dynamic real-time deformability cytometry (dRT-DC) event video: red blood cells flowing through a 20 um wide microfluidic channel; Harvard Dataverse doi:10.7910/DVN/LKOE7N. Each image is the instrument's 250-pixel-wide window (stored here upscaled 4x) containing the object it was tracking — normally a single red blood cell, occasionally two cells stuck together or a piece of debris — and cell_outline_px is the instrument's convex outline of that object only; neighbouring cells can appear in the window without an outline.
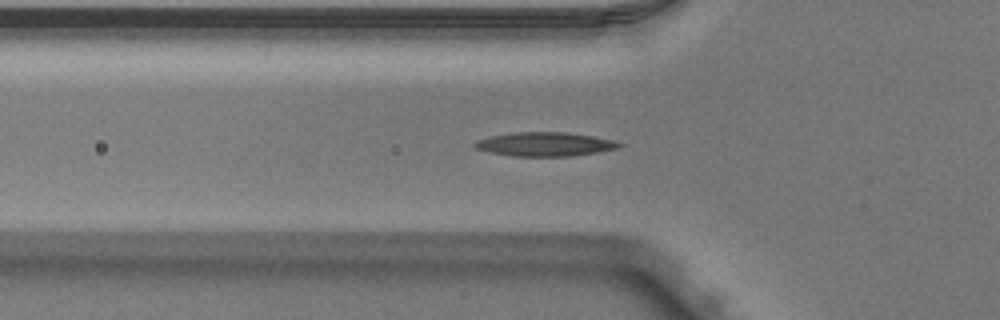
{"species": "Egyptian fruit bat (a non-hibernating species)", "species_latin": "Rousettus aegyptiacus", "temperature_condition": "warm", "stored_images_in_passage": 37, "segment_of_instrument_passage": [1, 2], "camera_frame_rate_fps": 3000, "um_per_image_px": 0.085, "animal": {"sex": "male"}, "frame": {"image": 1, "passage_image": 3, "time_ms": 0.667, "image_size_px": [1000, 320], "cell_outline_px": [[624, 144], [620, 148], [572, 156], [512, 156], [488, 152], [476, 148], [472, 144], [476, 140], [488, 136], [516, 132], [568, 132], [616, 140]], "centroid_in_image_um": [46.32, 12.25], "position_along_channel_um": 79.5, "area_um2": 20.35}}
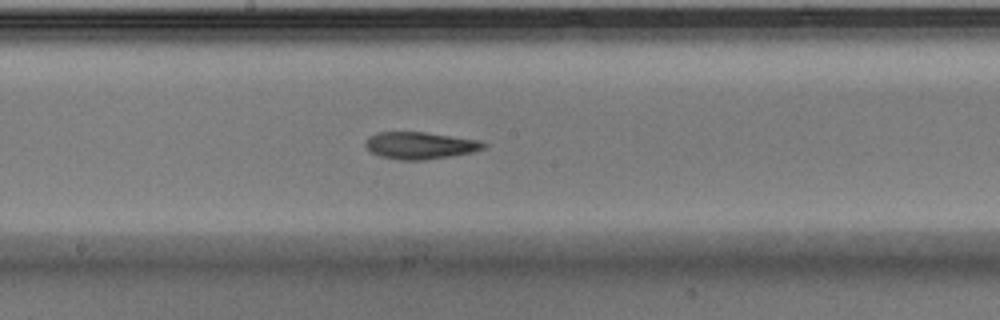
{"frame": {"image": 2, "passage_image": 13, "time_ms": 4.0, "image_size_px": [1000, 320], "cell_outline_px": [[488, 144], [484, 148], [472, 152], [452, 156], [424, 160], [400, 160], [380, 156], [372, 152], [364, 144], [368, 136], [376, 132], [424, 132], [480, 140]], "centroid_in_image_um": [35.71, 12.36], "position_along_channel_um": 212.5, "area_um2": 18.67}}
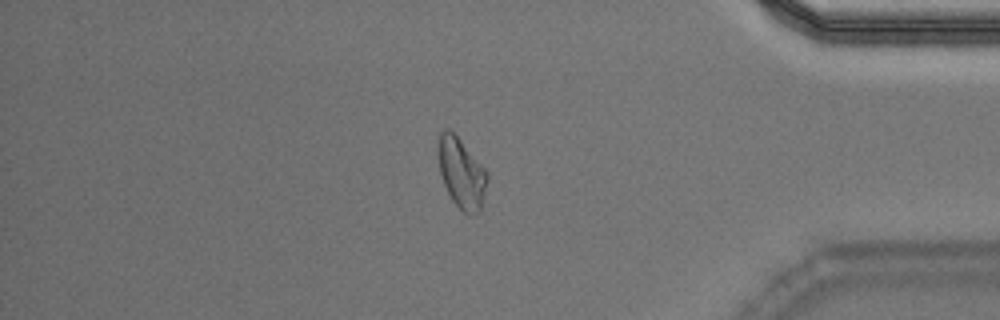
{"frame": {"image": 3, "passage_image": 29, "time_ms": 9.333, "image_size_px": [1000, 320], "cell_outline_px": [[488, 180], [480, 212], [472, 216], [468, 216], [452, 200], [444, 184], [440, 172], [440, 132], [444, 128], [448, 128], [460, 140], [488, 172]], "centroid_in_image_um": [39.27, 14.78], "position_along_channel_um": 395.9, "area_um2": 19.59}}